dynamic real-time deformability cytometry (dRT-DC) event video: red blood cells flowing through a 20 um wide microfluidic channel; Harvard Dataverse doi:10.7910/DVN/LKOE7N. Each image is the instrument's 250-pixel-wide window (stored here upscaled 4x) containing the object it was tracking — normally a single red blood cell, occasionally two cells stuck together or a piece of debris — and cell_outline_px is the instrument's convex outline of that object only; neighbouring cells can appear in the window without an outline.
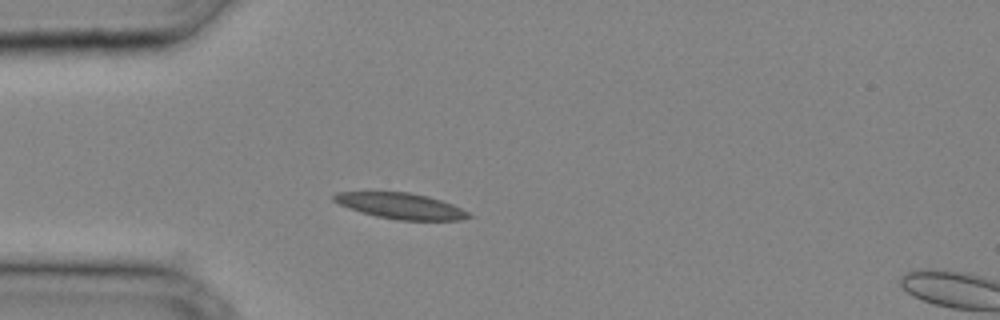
{"species": "common noctule bat (a hibernating species)", "species_latin": "Nyctalus noctula", "temperature_condition": "cold", "stored_images_in_passage": 26, "camera_frame_rate_fps": 3000, "um_per_image_px": 0.085, "animal": {"sex": "male", "body_mass_g": 20.4}, "frame": {"image": 1, "passage_image": 1, "time_ms": 0.0, "image_size_px": [1000, 320], "cell_outline_px": [[472, 216], [460, 220], [396, 220], [376, 216], [340, 204], [332, 200], [332, 196], [336, 192], [408, 192], [428, 196], [452, 204], [468, 212]], "centroid_in_image_um": [34.08, 17.5], "position_along_channel_um": 50.9, "area_um2": 20.0}}
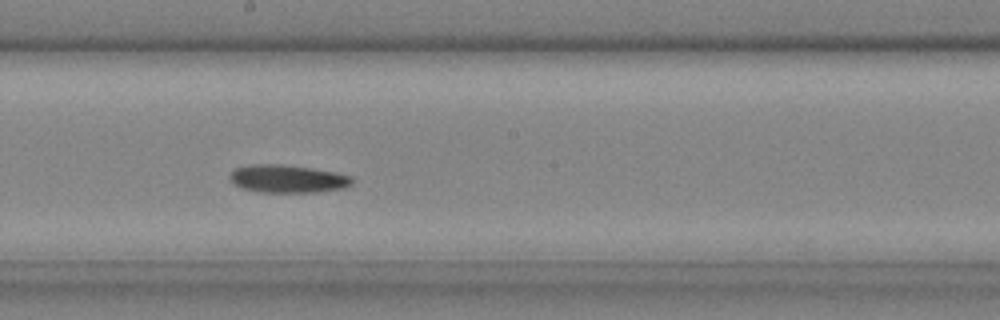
{"frame": {"image": 2, "passage_image": 11, "time_ms": 3.333, "image_size_px": [1000, 320], "cell_outline_px": [[352, 184], [344, 188], [316, 192], [256, 192], [240, 188], [232, 184], [228, 176], [236, 168], [252, 164], [284, 164], [312, 168], [336, 172], [352, 176]], "centroid_in_image_um": [24.42, 15.2], "position_along_channel_um": 223.8, "area_um2": 20.11}}
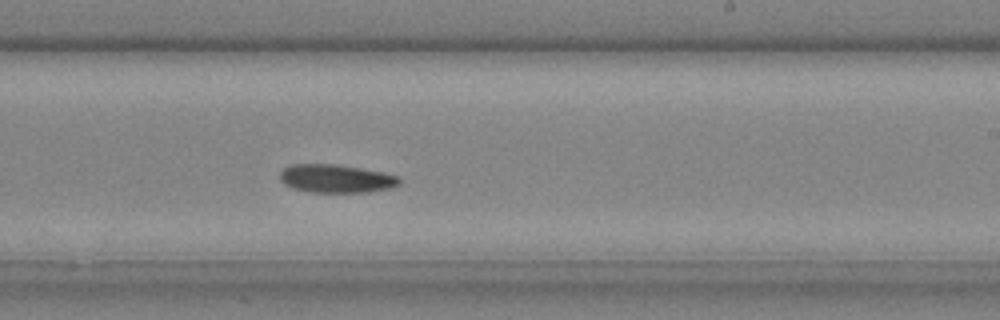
{"frame": {"image": 3, "passage_image": 13, "time_ms": 4.0, "image_size_px": [1000, 320], "cell_outline_px": [[400, 184], [392, 188], [368, 192], [308, 192], [292, 188], [284, 184], [280, 180], [280, 172], [284, 168], [292, 164], [332, 164], [360, 168], [400, 176]], "centroid_in_image_um": [28.56, 15.19], "position_along_channel_um": 260.4, "area_um2": 19.71}}